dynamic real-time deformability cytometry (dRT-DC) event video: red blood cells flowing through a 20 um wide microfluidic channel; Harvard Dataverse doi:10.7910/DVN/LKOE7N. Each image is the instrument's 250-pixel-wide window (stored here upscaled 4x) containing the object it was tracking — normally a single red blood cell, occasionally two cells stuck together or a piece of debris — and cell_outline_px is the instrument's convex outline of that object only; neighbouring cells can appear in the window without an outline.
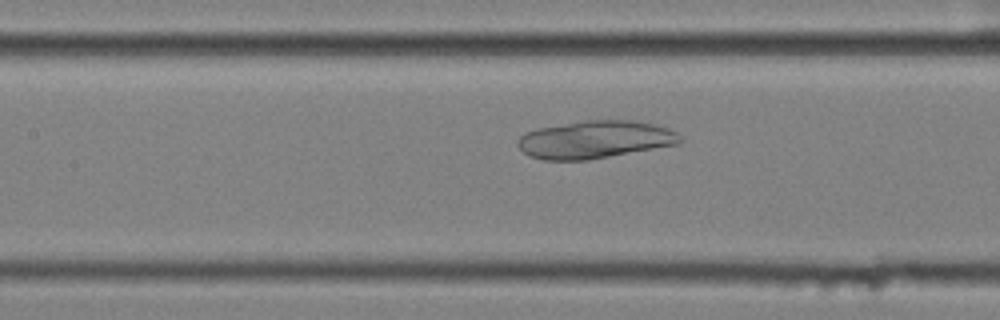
{"species": "common noctule bat (a hibernating species)", "species_latin": "Nyctalus noctula", "temperature_condition": "cold", "stored_images_in_passage": 39, "camera_frame_rate_fps": 3000, "um_per_image_px": 0.085, "animal": {"sex": "female", "body_mass_g": 25.1}, "frame": {"image": 1, "passage_image": 9, "time_ms": 2.667, "image_size_px": [1000, 320], "cell_outline_px": [[680, 144], [588, 160], [544, 160], [532, 156], [524, 152], [516, 144], [516, 140], [524, 132], [536, 128], [584, 120], [632, 120], [652, 124], [668, 128], [676, 132], [680, 136]], "centroid_in_image_um": [50.54, 11.86], "position_along_channel_um": 156.9, "area_um2": 35.72}}
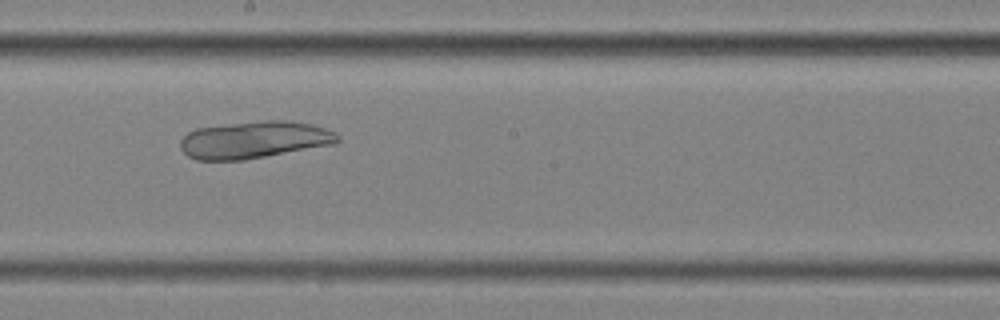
{"frame": {"image": 2, "passage_image": 15, "time_ms": 4.667, "image_size_px": [1000, 320], "cell_outline_px": [[340, 140], [336, 144], [244, 160], [196, 160], [188, 156], [180, 148], [180, 140], [188, 132], [196, 128], [268, 120], [292, 120], [312, 124], [336, 132], [340, 136]], "centroid_in_image_um": [21.65, 11.89], "position_along_channel_um": 226.6, "area_um2": 34.16}}
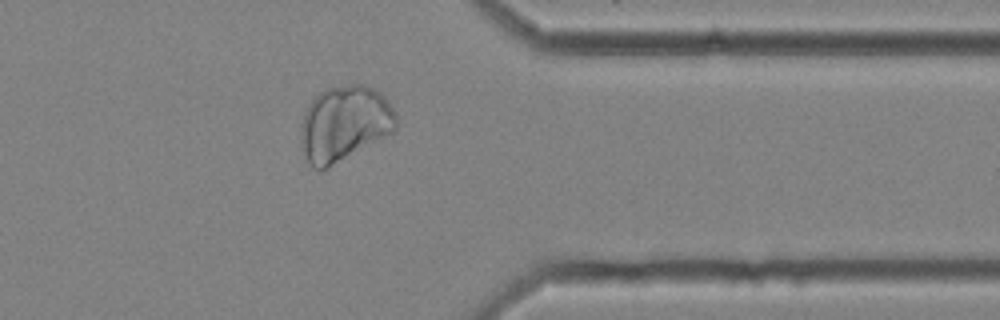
{"frame": {"image": 3, "passage_image": 29, "time_ms": 9.333, "image_size_px": [1000, 320], "cell_outline_px": [[396, 128], [392, 132], [328, 168], [320, 172], [312, 168], [304, 156], [300, 128], [304, 112], [308, 104], [320, 92], [328, 88], [348, 84], [364, 84], [380, 92], [388, 100], [396, 112]], "centroid_in_image_um": [29.26, 10.5], "position_along_channel_um": 382.1, "area_um2": 41.96}}